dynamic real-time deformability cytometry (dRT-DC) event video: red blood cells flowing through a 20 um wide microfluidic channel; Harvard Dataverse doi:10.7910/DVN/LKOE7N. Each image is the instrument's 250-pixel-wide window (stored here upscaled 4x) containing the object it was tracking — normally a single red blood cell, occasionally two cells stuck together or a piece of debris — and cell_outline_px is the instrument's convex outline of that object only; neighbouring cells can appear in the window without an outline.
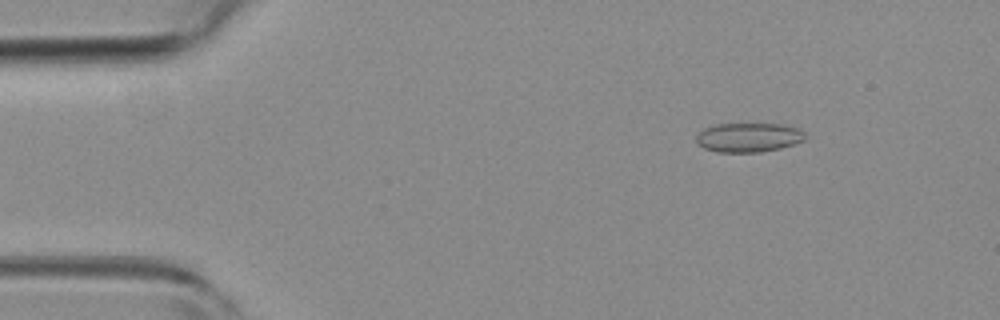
{"species": "common noctule bat (a hibernating species)", "species_latin": "Nyctalus noctula", "temperature_condition": "room temperature", "stored_images_in_passage": 26, "camera_frame_rate_fps": 3000, "um_per_image_px": 0.085, "animal": {"sex": "female", "body_mass_g": 19.3, "forearm_length_mm": 54.1}, "frame": {"image": 1, "passage_image": 6, "time_ms": 1.667, "image_size_px": [1000, 320], "cell_outline_px": [[808, 136], [804, 140], [780, 148], [760, 152], [716, 152], [704, 148], [696, 140], [696, 136], [704, 128], [716, 124], [780, 124], [796, 128], [804, 132]], "centroid_in_image_um": [63.63, 11.68], "position_along_channel_um": 21.4, "area_um2": 18.44}}
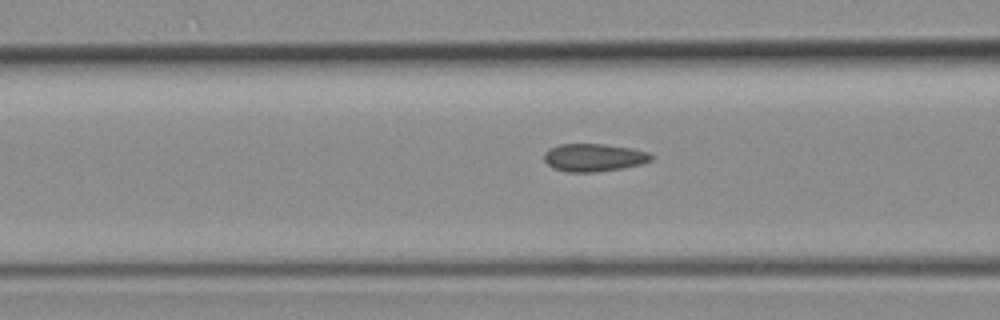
{"frame": {"image": 2, "passage_image": 19, "time_ms": 6.0, "image_size_px": [1000, 320], "cell_outline_px": [[652, 160], [640, 164], [624, 168], [596, 172], [564, 172], [552, 168], [544, 160], [544, 152], [548, 148], [560, 144], [604, 144], [632, 148], [648, 152], [652, 156]], "centroid_in_image_um": [50.44, 13.39], "position_along_channel_um": 116.2, "area_um2": 17.51}}
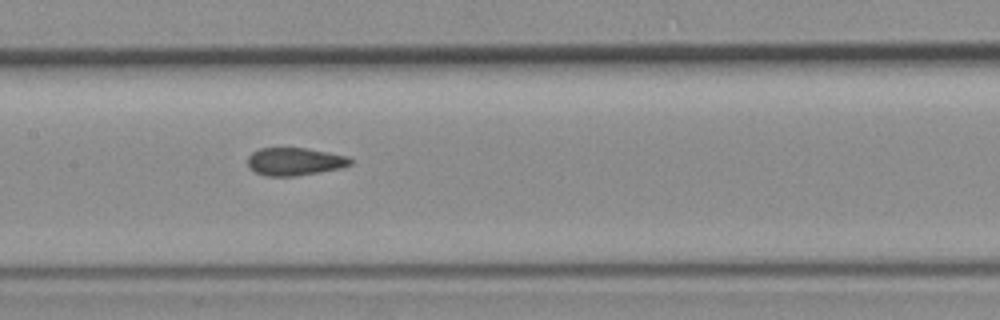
{"frame": {"image": 3, "passage_image": 24, "time_ms": 7.667, "image_size_px": [1000, 320], "cell_outline_px": [[352, 164], [344, 168], [296, 176], [264, 176], [248, 168], [248, 156], [252, 152], [260, 148], [304, 148], [328, 152], [348, 156], [352, 160]], "centroid_in_image_um": [25.06, 13.74], "position_along_channel_um": 182.3, "area_um2": 16.82}}